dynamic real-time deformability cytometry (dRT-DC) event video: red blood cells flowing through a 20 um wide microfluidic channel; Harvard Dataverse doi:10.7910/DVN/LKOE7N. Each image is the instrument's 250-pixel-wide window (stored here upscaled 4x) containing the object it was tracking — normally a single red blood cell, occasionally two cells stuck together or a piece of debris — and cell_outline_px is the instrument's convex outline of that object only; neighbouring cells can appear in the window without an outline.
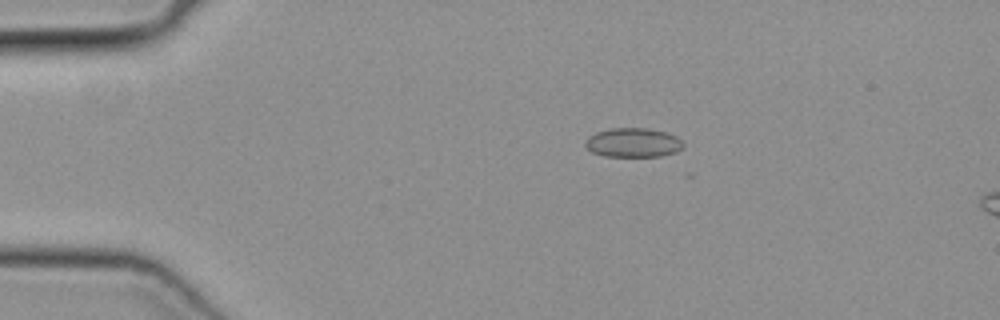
{"species": "common noctule bat (a hibernating species)", "species_latin": "Nyctalus noctula", "temperature_condition": "cold", "stored_images_in_passage": 12, "camera_frame_rate_fps": 3000, "um_per_image_px": 0.085, "animal": {"sex": "female", "body_mass_g": 19.3, "forearm_length_mm": 54.1}, "frame": {"image": 1, "passage_image": 7, "time_ms": 2.0, "image_size_px": [1000, 320], "cell_outline_px": [[684, 148], [676, 152], [660, 156], [604, 156], [592, 152], [584, 144], [588, 136], [596, 132], [612, 128], [648, 128], [668, 132], [676, 136], [684, 144]], "centroid_in_image_um": [53.83, 12.11], "position_along_channel_um": 31.2, "area_um2": 16.76}}